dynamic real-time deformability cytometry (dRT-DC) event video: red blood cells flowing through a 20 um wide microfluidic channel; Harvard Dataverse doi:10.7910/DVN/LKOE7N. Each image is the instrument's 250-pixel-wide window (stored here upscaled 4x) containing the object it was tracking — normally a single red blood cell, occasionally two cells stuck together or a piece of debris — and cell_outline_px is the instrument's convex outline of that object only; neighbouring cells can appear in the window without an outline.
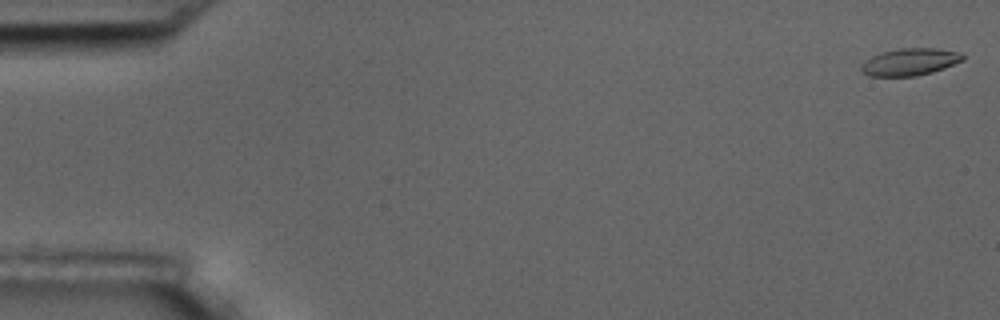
{"species": "common noctule bat (a hibernating species)", "species_latin": "Nyctalus noctula", "temperature_condition": "room temperature", "stored_images_in_passage": 6, "camera_frame_rate_fps": 3000, "um_per_image_px": 0.085, "animal": {"sex": "male", "body_mass_g": 17.5, "forearm_length_mm": 52.3}, "frame": {"image": 1, "passage_image": 1, "time_ms": 0.0, "image_size_px": [1000, 320], "cell_outline_px": [[964, 60], [944, 68], [932, 72], [916, 76], [868, 76], [860, 72], [860, 64], [864, 60], [880, 52], [900, 48], [936, 48], [960, 52], [964, 56]], "centroid_in_image_um": [77.3, 5.26], "position_along_channel_um": 7.7, "area_um2": 16.3}}
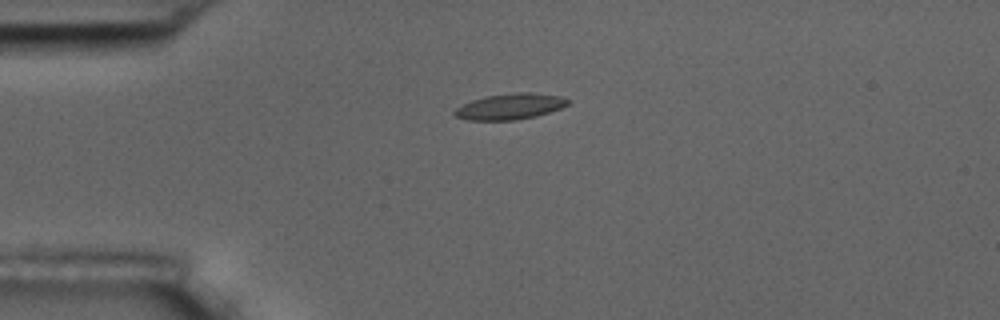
{"frame": {"image": 2, "passage_image": 4, "time_ms": 4.333, "image_size_px": [1000, 320], "cell_outline_px": [[568, 104], [560, 108], [536, 116], [516, 120], [468, 120], [456, 116], [452, 112], [456, 108], [472, 100], [484, 96], [520, 92], [532, 92], [560, 96], [568, 100]], "centroid_in_image_um": [43.33, 9.05], "position_along_channel_um": 41.7, "area_um2": 16.94}}